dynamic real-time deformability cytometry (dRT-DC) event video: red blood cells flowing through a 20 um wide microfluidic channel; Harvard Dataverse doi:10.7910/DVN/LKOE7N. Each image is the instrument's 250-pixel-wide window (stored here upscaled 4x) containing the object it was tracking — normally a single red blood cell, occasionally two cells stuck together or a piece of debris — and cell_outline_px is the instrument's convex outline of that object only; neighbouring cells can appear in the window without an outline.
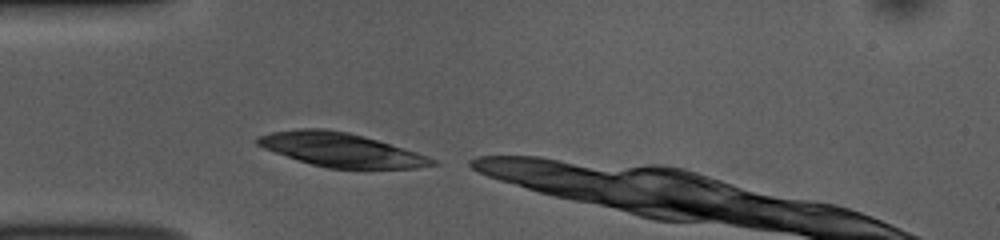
{"species": "common noctule bat (a hibernating species)", "species_latin": "Nyctalus noctula", "temperature_condition": "room temperature", "stored_images_in_passage": 8, "camera_frame_rate_fps": 3000, "um_per_image_px": 0.085, "animal": {"sex": "female", "body_mass_g": 10.0, "forearm_length_mm": 53.1}, "frame": {"image": 1, "passage_image": 1, "time_ms": 0.0, "image_size_px": [1000, 240], "cell_outline_px": [[440, 164], [416, 168], [328, 168], [312, 164], [264, 148], [256, 144], [256, 136], [272, 132], [296, 128], [324, 128], [348, 132], [364, 136], [404, 148], [428, 156], [436, 160]], "centroid_in_image_um": [28.99, 12.72], "position_along_channel_um": 56.0, "area_um2": 34.16}}